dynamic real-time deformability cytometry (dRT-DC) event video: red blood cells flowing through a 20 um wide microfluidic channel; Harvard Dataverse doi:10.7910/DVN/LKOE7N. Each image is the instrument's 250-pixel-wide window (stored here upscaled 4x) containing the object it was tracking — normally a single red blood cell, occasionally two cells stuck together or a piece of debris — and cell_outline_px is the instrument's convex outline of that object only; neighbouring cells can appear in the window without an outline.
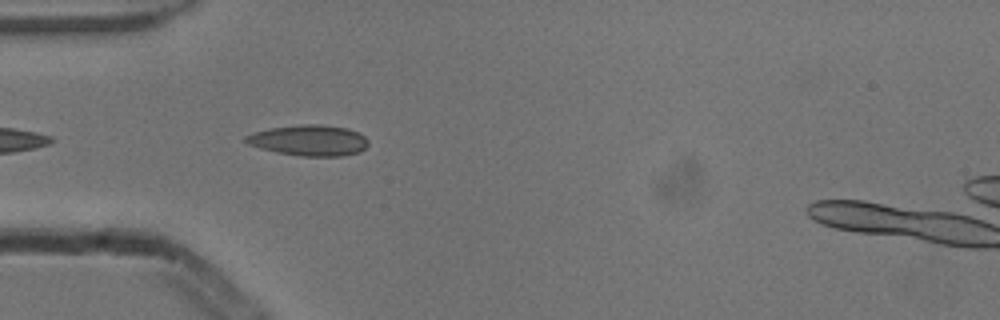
{"species": "common noctule bat (a hibernating species)", "species_latin": "Nyctalus noctula", "temperature_condition": "cold", "stored_images_in_passage": 13, "camera_frame_rate_fps": 3000, "um_per_image_px": 0.085, "animal": {"sex": "male", "body_mass_g": 13.3}, "frame": {"image": 1, "passage_image": 3, "time_ms": 0.667, "image_size_px": [1000, 320], "cell_outline_px": [[368, 144], [360, 152], [340, 156], [300, 156], [276, 152], [260, 148], [248, 144], [244, 140], [244, 136], [252, 132], [268, 128], [300, 124], [320, 124], [348, 128], [360, 132], [368, 140]], "centroid_in_image_um": [26.25, 11.92], "position_along_channel_um": 58.7, "area_um2": 22.25}}